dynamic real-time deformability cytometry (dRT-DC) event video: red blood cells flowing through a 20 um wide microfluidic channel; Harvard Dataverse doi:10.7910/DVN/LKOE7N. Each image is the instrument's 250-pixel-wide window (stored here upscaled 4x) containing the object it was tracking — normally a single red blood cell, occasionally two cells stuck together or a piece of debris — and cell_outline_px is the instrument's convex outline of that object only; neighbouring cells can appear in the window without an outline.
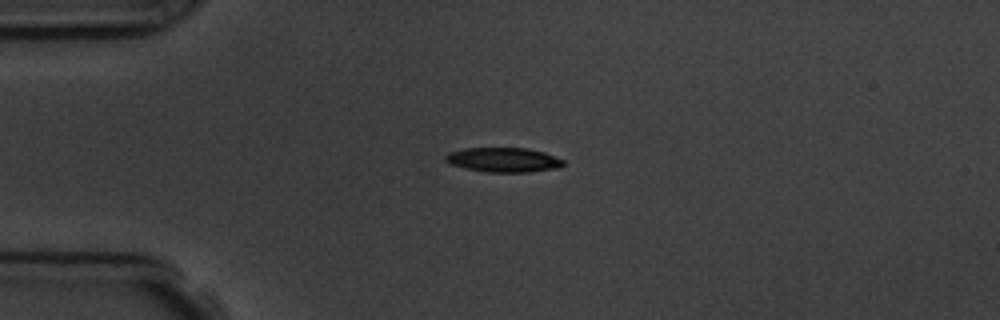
{"species": "common noctule bat (a hibernating species)", "species_latin": "Nyctalus noctula", "temperature_condition": "room temperature", "stored_images_in_passage": 2, "camera_frame_rate_fps": 3000, "um_per_image_px": 0.085, "animal": {"sex": "male", "body_mass_g": 19.5, "forearm_length_mm": 54.6}, "frame": {"image": 1, "passage_image": 1, "time_ms": 0.0, "image_size_px": [1000, 320], "cell_outline_px": [[564, 164], [560, 168], [528, 172], [488, 172], [464, 168], [452, 164], [444, 160], [444, 156], [448, 152], [464, 148], [528, 148], [544, 152], [564, 160]], "centroid_in_image_um": [42.79, 13.58], "position_along_channel_um": 42.2, "area_um2": 16.94}}